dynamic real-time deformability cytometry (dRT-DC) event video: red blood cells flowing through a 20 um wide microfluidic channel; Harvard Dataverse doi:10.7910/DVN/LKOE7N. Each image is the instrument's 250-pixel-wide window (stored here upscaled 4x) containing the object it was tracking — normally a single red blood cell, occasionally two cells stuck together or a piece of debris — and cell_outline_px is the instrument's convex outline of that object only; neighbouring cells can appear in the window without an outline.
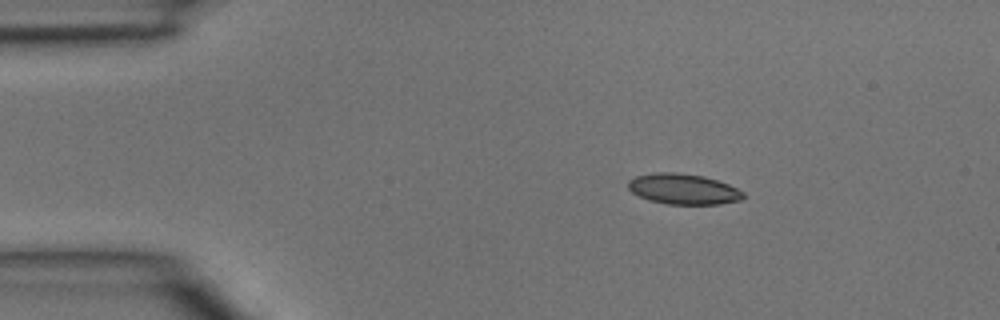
{"species": "common noctule bat (a hibernating species)", "species_latin": "Nyctalus noctula", "temperature_condition": "room temperature", "stored_images_in_passage": 3, "camera_frame_rate_fps": 3000, "um_per_image_px": 0.085, "animal": {"sex": "male", "body_mass_g": 15.6}, "frame": {"image": 1, "passage_image": 1, "time_ms": 0.0, "image_size_px": [1000, 320], "cell_outline_px": [[744, 196], [740, 200], [720, 204], [668, 204], [648, 200], [632, 192], [628, 188], [628, 180], [636, 176], [656, 172], [676, 172], [704, 176], [728, 184], [744, 192]], "centroid_in_image_um": [58.07, 16.06], "position_along_channel_um": 26.9, "area_um2": 20.46}}
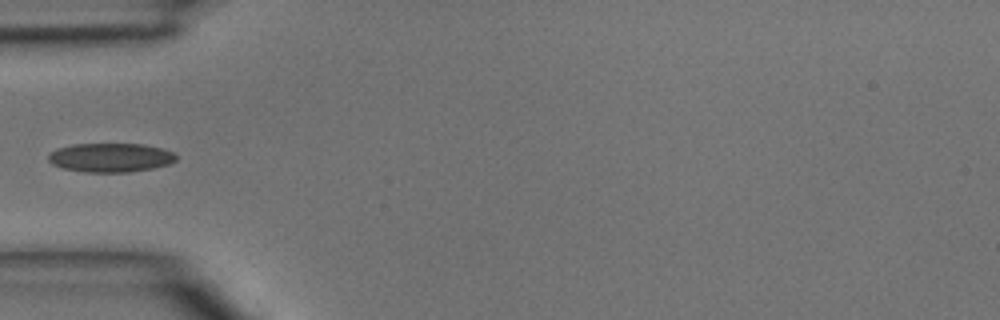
{"frame": {"image": 2, "passage_image": 3, "time_ms": 0.667, "image_size_px": [1000, 320], "cell_outline_px": [[176, 160], [168, 164], [152, 168], [128, 172], [84, 172], [64, 168], [52, 164], [48, 160], [48, 156], [56, 148], [72, 144], [144, 144], [164, 148], [176, 152]], "centroid_in_image_um": [9.42, 13.38], "position_along_channel_um": 75.6, "area_um2": 21.68}}